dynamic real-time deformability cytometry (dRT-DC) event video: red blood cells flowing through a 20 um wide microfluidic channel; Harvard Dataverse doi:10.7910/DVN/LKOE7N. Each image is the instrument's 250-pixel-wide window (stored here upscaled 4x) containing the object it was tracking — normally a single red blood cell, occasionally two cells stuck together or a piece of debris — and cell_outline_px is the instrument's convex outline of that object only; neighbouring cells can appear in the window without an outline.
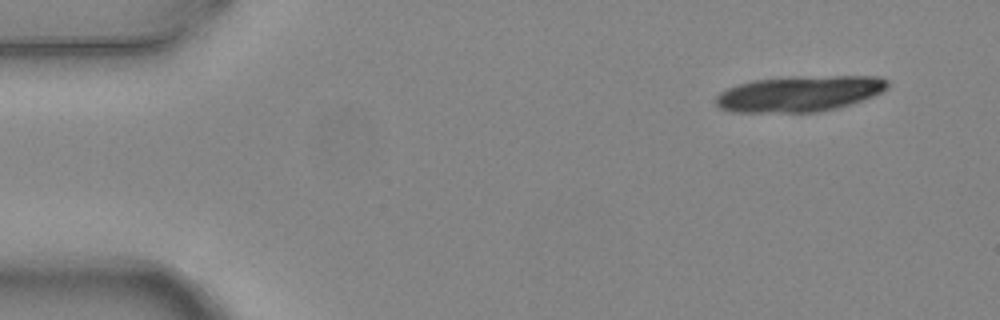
{"species": "common noctule bat (a hibernating species)", "species_latin": "Nyctalus noctula", "temperature_condition": "warm", "stored_images_in_passage": 5, "camera_frame_rate_fps": 3000, "um_per_image_px": 0.085, "animal": {"sex": "female", "body_mass_g": 24.6, "forearm_length_mm": 56.2}, "frame": {"image": 1, "passage_image": 1, "time_ms": 0.0, "image_size_px": [1000, 320], "cell_outline_px": [[888, 88], [872, 96], [836, 108], [816, 112], [732, 112], [720, 108], [716, 104], [716, 96], [720, 92], [728, 88], [752, 80], [832, 76], [880, 76], [888, 80]], "centroid_in_image_um": [67.95, 7.97], "position_along_channel_um": 17.1, "area_um2": 35.2}}